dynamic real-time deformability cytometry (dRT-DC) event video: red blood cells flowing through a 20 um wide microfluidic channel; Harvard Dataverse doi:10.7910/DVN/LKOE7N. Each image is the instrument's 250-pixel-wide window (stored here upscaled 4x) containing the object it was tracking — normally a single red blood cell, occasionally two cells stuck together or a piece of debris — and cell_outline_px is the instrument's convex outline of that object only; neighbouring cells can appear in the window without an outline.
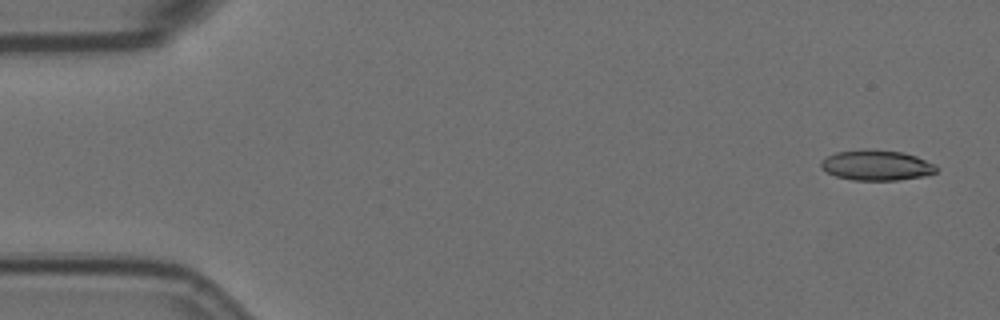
{"species": "Egyptian fruit bat (a non-hibernating species)", "species_latin": "Rousettus aegyptiacus", "temperature_condition": "room temperature", "stored_images_in_passage": 4, "camera_frame_rate_fps": 3000, "um_per_image_px": 0.085, "animal": {"sex": "female"}, "frame": {"image": 1, "passage_image": 1, "time_ms": 0.0, "image_size_px": [1000, 320], "cell_outline_px": [[936, 172], [920, 176], [896, 180], [852, 180], [836, 176], [820, 168], [820, 160], [836, 152], [864, 148], [876, 148], [904, 152], [916, 156], [936, 164]], "centroid_in_image_um": [74.47, 14.01], "position_along_channel_um": 10.5, "area_um2": 20.63}}
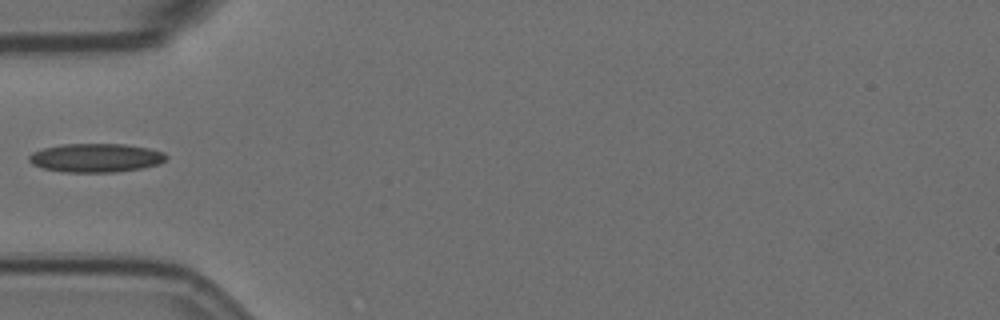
{"frame": {"image": 2, "passage_image": 4, "time_ms": 5.333, "image_size_px": [1000, 320], "cell_outline_px": [[168, 156], [160, 164], [144, 168], [116, 172], [64, 172], [40, 168], [32, 164], [28, 160], [28, 156], [32, 152], [44, 148], [64, 144], [124, 144], [148, 148], [164, 152]], "centroid_in_image_um": [8.14, 13.42], "position_along_channel_um": 76.9, "area_um2": 23.12}}